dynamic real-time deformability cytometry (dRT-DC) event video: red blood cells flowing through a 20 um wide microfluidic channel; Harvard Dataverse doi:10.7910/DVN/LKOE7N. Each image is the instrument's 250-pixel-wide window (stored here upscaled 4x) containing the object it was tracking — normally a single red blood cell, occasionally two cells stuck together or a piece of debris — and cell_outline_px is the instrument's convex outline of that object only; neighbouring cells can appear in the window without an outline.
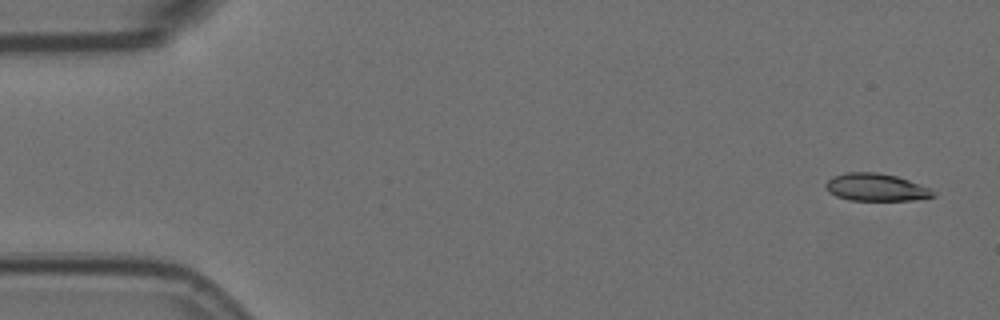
{"species": "Egyptian fruit bat (a non-hibernating species)", "species_latin": "Rousettus aegyptiacus", "temperature_condition": "room temperature", "stored_images_in_passage": 4, "camera_frame_rate_fps": 3000, "um_per_image_px": 0.085, "animal": {"sex": "female"}, "frame": {"image": 1, "passage_image": 1, "time_ms": 0.0, "image_size_px": [1000, 320], "cell_outline_px": [[936, 196], [912, 200], [848, 200], [836, 196], [828, 192], [824, 184], [832, 176], [848, 172], [880, 172], [896, 176], [908, 180], [928, 188], [936, 192]], "centroid_in_image_um": [74.42, 15.92], "position_along_channel_um": 10.6, "area_um2": 17.22}}
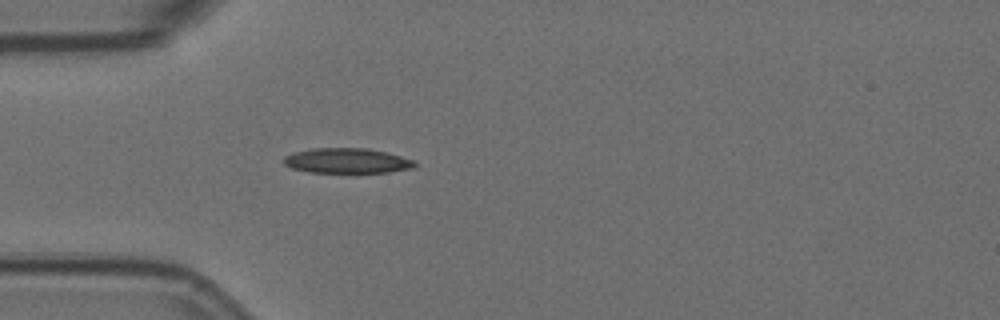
{"frame": {"image": 2, "passage_image": 4, "time_ms": 1.0, "image_size_px": [1000, 320], "cell_outline_px": [[416, 164], [412, 168], [388, 172], [308, 172], [292, 168], [284, 164], [284, 156], [292, 152], [312, 148], [368, 148], [388, 152], [416, 160]], "centroid_in_image_um": [29.5, 13.65], "position_along_channel_um": 55.5, "area_um2": 19.25}}